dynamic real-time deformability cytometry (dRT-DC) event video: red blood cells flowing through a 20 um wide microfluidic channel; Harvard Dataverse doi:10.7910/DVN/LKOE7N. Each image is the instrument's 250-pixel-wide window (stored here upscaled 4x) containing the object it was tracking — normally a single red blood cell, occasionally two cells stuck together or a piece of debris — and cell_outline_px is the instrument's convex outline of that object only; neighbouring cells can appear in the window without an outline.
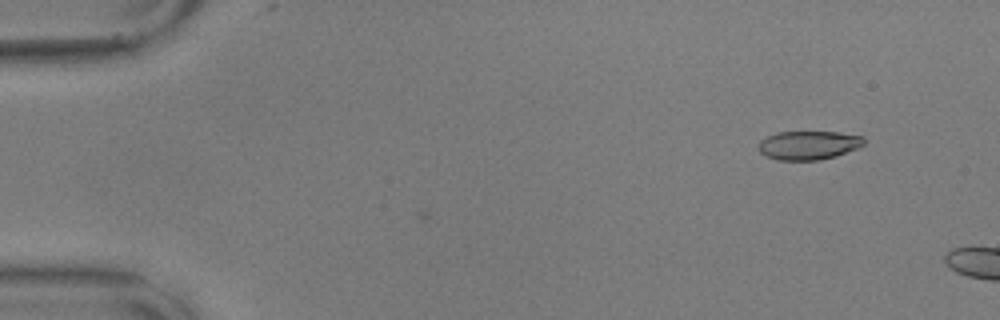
{"species": "common noctule bat (a hibernating species)", "species_latin": "Nyctalus noctula", "temperature_condition": "warm", "stored_images_in_passage": 3, "camera_frame_rate_fps": 3000, "um_per_image_px": 0.085, "animal": {"sex": "male", "body_mass_g": 17.9, "forearm_length_mm": 54.2}, "frame": {"image": 1, "passage_image": 3, "time_ms": 0.667, "image_size_px": [1000, 320], "cell_outline_px": [[864, 144], [856, 148], [836, 156], [820, 160], [776, 160], [764, 156], [760, 152], [760, 140], [776, 132], [840, 132], [864, 136]], "centroid_in_image_um": [68.72, 12.34], "position_along_channel_um": 16.3, "area_um2": 17.69}}